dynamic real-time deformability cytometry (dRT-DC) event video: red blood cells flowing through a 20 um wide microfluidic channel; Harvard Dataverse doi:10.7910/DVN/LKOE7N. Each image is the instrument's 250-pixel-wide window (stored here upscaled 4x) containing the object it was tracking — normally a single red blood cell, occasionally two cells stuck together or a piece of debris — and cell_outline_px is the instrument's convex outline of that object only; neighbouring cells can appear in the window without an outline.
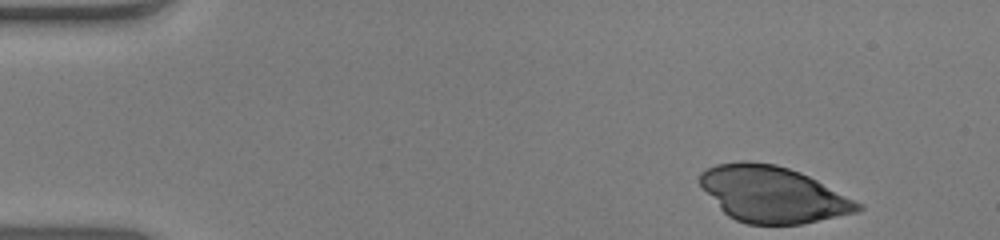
{"species": "human", "species_latin": "Homo sapiens", "temperature_condition": "warm", "stored_images_in_passage": 40, "camera_frame_rate_fps": 3000, "um_per_image_px": 0.085, "donor": {"sex": "male"}, "frame": {"image": 1, "passage_image": 1, "time_ms": 0.0, "image_size_px": [1000, 240], "cell_outline_px": [[864, 208], [856, 212], [800, 224], [748, 224], [736, 220], [728, 216], [720, 208], [700, 184], [700, 172], [716, 164], [740, 160], [748, 160], [776, 164], [800, 172], [864, 204]], "centroid_in_image_um": [65.68, 16.5], "position_along_channel_um": 19.3, "area_um2": 51.33}}